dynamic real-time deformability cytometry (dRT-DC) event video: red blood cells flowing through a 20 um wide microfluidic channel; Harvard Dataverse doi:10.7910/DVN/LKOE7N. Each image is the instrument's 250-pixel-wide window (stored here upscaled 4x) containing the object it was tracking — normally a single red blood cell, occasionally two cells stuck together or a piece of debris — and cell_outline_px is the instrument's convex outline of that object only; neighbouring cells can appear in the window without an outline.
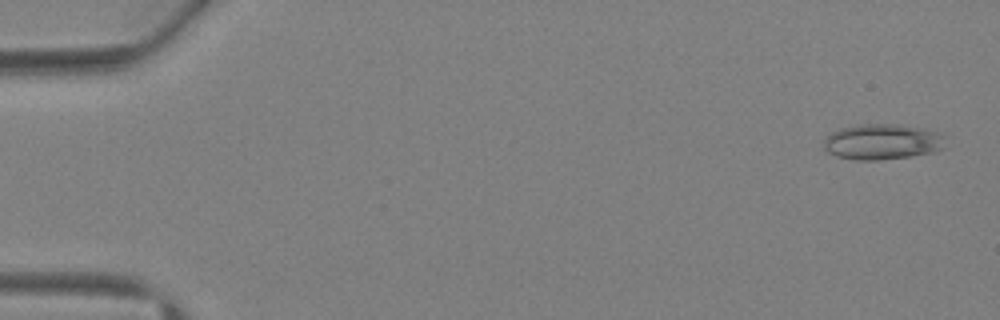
{"species": "Egyptian fruit bat (a non-hibernating species)", "species_latin": "Rousettus aegyptiacus", "temperature_condition": "warm", "stored_images_in_passage": 4, "camera_frame_rate_fps": 3000, "um_per_image_px": 0.085, "animal": {"sex": "female"}, "frame": {"image": 1, "passage_image": 1, "time_ms": 0.0, "image_size_px": [1000, 320], "cell_outline_px": [[948, 136], [944, 148], [936, 152], [912, 156], [880, 160], [856, 160], [836, 156], [828, 152], [824, 148], [824, 140], [832, 132], [840, 128], [860, 124], [900, 124], [920, 128], [936, 132]], "centroid_in_image_um": [75.05, 12.06], "position_along_channel_um": 10.0, "area_um2": 25.55}}
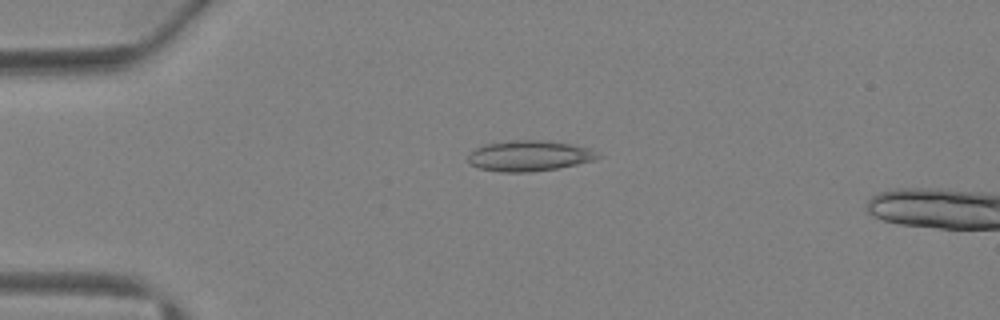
{"frame": {"image": 2, "passage_image": 3, "time_ms": 3.0, "image_size_px": [1000, 320], "cell_outline_px": [[604, 156], [596, 160], [560, 168], [528, 172], [500, 172], [480, 168], [468, 164], [468, 156], [476, 148], [484, 144], [512, 140], [544, 140], [592, 148]], "centroid_in_image_um": [45.04, 13.25], "position_along_channel_um": 40.0, "area_um2": 23.41}}